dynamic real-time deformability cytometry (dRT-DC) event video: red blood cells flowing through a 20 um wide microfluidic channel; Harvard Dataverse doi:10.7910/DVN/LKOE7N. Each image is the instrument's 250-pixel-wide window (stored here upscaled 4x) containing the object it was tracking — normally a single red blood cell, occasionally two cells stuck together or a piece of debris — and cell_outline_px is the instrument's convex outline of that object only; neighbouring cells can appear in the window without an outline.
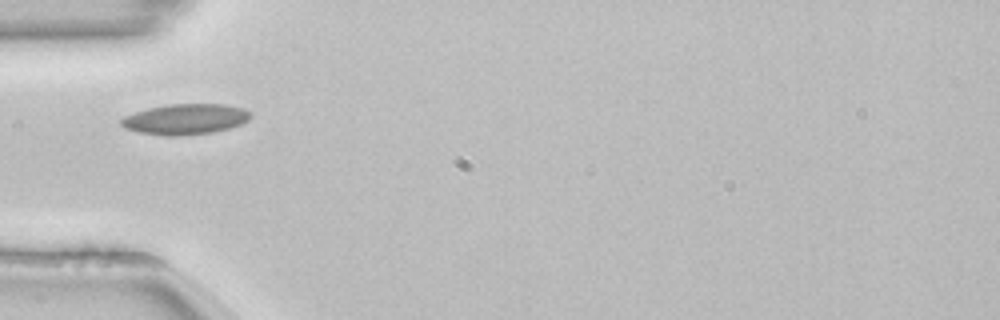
{"species": "common noctule bat (a hibernating species)", "species_latin": "Nyctalus noctula", "temperature_condition": "room temperature", "stored_images_in_passage": 16, "camera_frame_rate_fps": 3000, "um_per_image_px": 0.085, "animal": {"sex": "female", "body_mass_g": 22.7, "forearm_length_mm": 54.2}, "frame": {"image": 1, "passage_image": 1, "time_ms": 0.0, "image_size_px": [1000, 320], "cell_outline_px": [[252, 116], [248, 120], [240, 124], [228, 128], [212, 132], [184, 136], [164, 136], [136, 132], [124, 128], [120, 124], [120, 120], [124, 116], [148, 108], [168, 104], [224, 104], [244, 108], [252, 112]], "centroid_in_image_um": [15.74, 10.13], "position_along_channel_um": 69.3, "area_um2": 23.29}}